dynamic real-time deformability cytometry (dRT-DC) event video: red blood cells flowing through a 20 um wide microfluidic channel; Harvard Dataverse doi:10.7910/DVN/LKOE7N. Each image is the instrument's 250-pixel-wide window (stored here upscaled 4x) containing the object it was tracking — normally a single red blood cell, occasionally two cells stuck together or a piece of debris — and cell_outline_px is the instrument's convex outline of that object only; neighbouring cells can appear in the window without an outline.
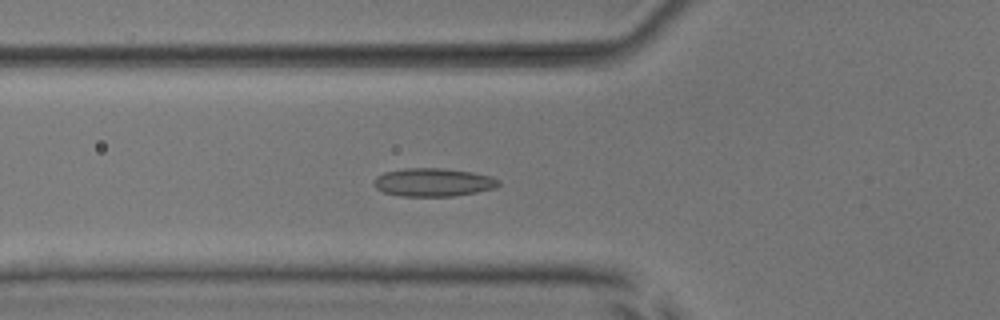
{"species": "common noctule bat (a hibernating species)", "species_latin": "Nyctalus noctula", "temperature_condition": "room temperature", "stored_images_in_passage": 54, "camera_frame_rate_fps": 3000, "um_per_image_px": 0.085, "animal": {"sex": "male", "body_mass_g": 17.9, "forearm_length_mm": 54.2}, "frame": {"image": 1, "passage_image": 20, "time_ms": 6.333, "image_size_px": [1000, 320], "cell_outline_px": [[500, 184], [496, 188], [476, 192], [452, 196], [400, 196], [384, 192], [376, 188], [372, 184], [376, 176], [384, 172], [404, 168], [444, 168], [472, 172], [492, 176], [500, 180]], "centroid_in_image_um": [36.82, 15.49], "position_along_channel_um": 89.0, "area_um2": 20.69}}
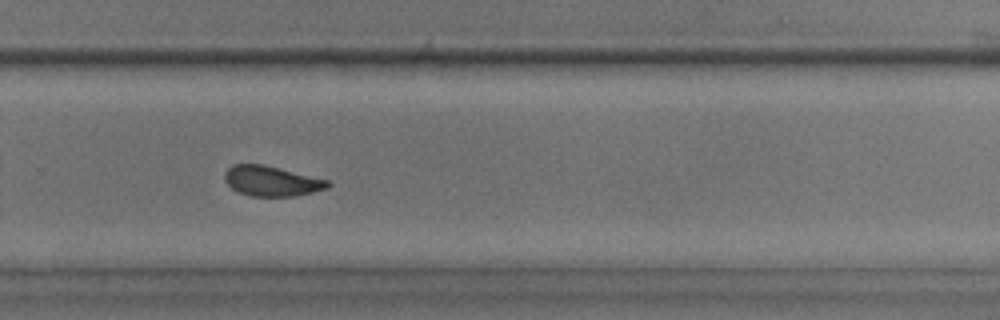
{"frame": {"image": 2, "passage_image": 37, "time_ms": 12.0, "image_size_px": [1000, 320], "cell_outline_px": [[332, 184], [328, 188], [296, 196], [248, 196], [236, 192], [224, 180], [224, 172], [232, 164], [264, 164], [328, 180]], "centroid_in_image_um": [23.06, 15.39], "position_along_channel_um": 306.7, "area_um2": 18.26}}
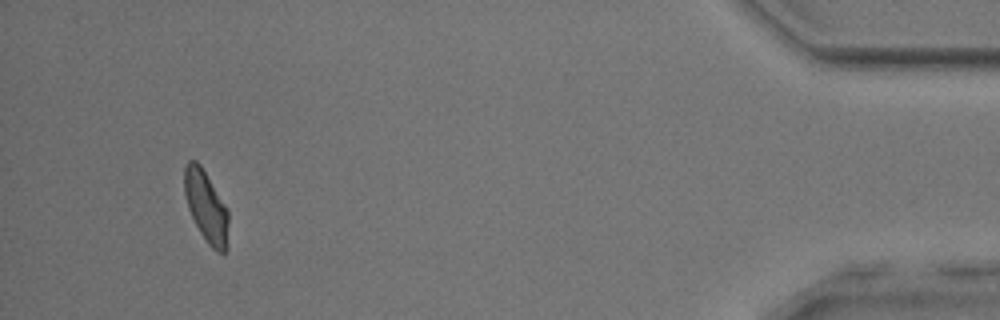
{"frame": {"image": 3, "passage_image": 51, "time_ms": 16.667, "image_size_px": [1000, 320], "cell_outline_px": [[228, 248], [224, 256], [216, 252], [208, 244], [200, 232], [188, 208], [184, 192], [184, 164], [188, 160], [196, 160], [200, 164], [228, 208]], "centroid_in_image_um": [17.54, 17.58], "position_along_channel_um": 417.7, "area_um2": 18.67}, "authors_computed_cell_mechanics": {"area_um2": 18.9295, "velocity_mm_per_s": 3.8486, "shape_relaxation_time_tau1_ms": 7.464, "shape_relaxation_time_tau2_ms": 1.7492, "deformation_change_tau1": 0.1249, "deformation_change_tau2": 0.0738}}